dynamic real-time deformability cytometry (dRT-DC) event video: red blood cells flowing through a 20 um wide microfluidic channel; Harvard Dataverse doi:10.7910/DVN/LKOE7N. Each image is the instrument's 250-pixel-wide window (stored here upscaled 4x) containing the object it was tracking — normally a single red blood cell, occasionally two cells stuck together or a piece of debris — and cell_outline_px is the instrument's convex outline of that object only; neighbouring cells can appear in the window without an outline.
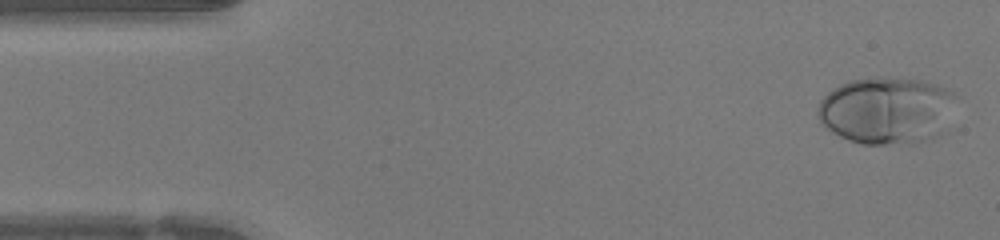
{"species": "human", "species_latin": "Homo sapiens", "temperature_condition": "warm", "stored_images_in_passage": 47, "camera_frame_rate_fps": 3000, "um_per_image_px": 0.085, "donor": {"sex": "female"}, "frame": {"image": 1, "passage_image": 2, "time_ms": 0.333, "image_size_px": [1000, 240], "cell_outline_px": [[952, 92], [924, 140], [908, 144], [864, 144], [848, 140], [832, 132], [820, 124], [820, 100], [832, 88], [840, 84], [852, 80], [876, 76], [920, 80], [936, 84]], "centroid_in_image_um": [75.04, 9.34], "position_along_channel_um": 10.0, "area_um2": 50.69}}
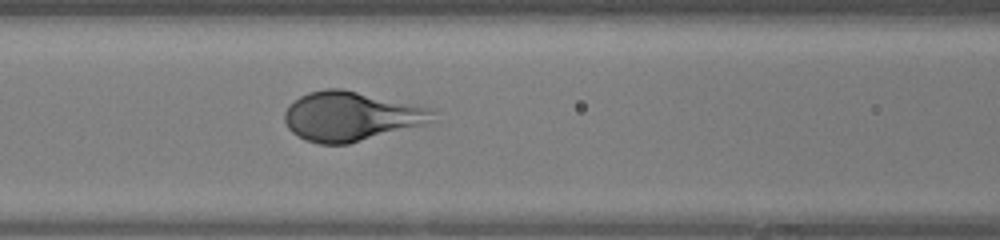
{"frame": {"image": 2, "passage_image": 19, "time_ms": 6.0, "image_size_px": [1000, 240], "cell_outline_px": [[436, 112], [428, 124], [348, 144], [320, 144], [304, 140], [292, 132], [288, 128], [284, 120], [284, 112], [288, 104], [292, 100], [308, 92], [328, 88], [340, 88], [432, 108]], "centroid_in_image_um": [29.8, 9.89], "position_along_channel_um": 136.8, "area_um2": 42.83}}
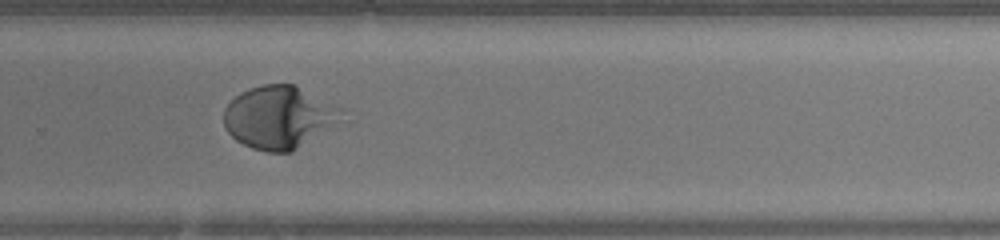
{"frame": {"image": 3, "passage_image": 31, "time_ms": 10.0, "image_size_px": [1000, 240], "cell_outline_px": [[320, 124], [292, 152], [268, 152], [252, 148], [236, 140], [224, 128], [224, 108], [240, 92], [264, 84], [292, 84], [320, 108]], "centroid_in_image_um": [23.09, 10.0], "position_along_channel_um": 306.7, "area_um2": 36.65}}